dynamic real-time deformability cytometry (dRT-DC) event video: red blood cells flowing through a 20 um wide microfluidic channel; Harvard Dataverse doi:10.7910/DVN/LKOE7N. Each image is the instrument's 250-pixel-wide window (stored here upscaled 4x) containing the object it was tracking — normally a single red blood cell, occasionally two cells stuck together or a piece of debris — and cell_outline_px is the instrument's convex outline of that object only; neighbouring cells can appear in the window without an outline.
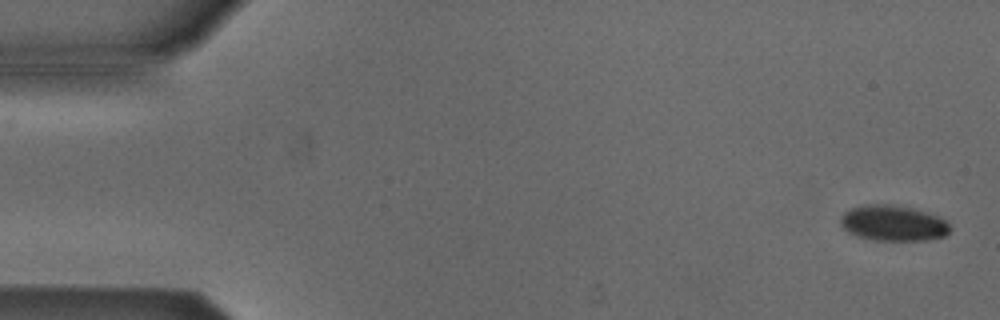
{"species": "Egyptian fruit bat (a non-hibernating species)", "species_latin": "Rousettus aegyptiacus", "temperature_condition": "cold", "stored_images_in_passage": 2, "camera_frame_rate_fps": 3000, "um_per_image_px": 0.085, "animal": {"sex": "male"}, "frame": {"image": 1, "passage_image": 2, "time_ms": 1.0, "image_size_px": [1000, 320], "cell_outline_px": [[948, 232], [944, 236], [928, 240], [872, 240], [856, 236], [848, 232], [840, 224], [840, 216], [844, 212], [852, 208], [868, 204], [888, 204], [912, 208], [928, 212], [940, 216], [948, 224]], "centroid_in_image_um": [75.89, 18.97], "position_along_channel_um": 9.1, "area_um2": 22.72}}